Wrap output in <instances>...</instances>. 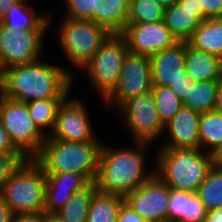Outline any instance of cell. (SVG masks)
I'll return each mask as SVG.
<instances>
[{
  "mask_svg": "<svg viewBox=\"0 0 222 222\" xmlns=\"http://www.w3.org/2000/svg\"><path fill=\"white\" fill-rule=\"evenodd\" d=\"M213 110L222 114V78L218 81L216 101Z\"/></svg>",
  "mask_w": 222,
  "mask_h": 222,
  "instance_id": "44",
  "label": "cell"
},
{
  "mask_svg": "<svg viewBox=\"0 0 222 222\" xmlns=\"http://www.w3.org/2000/svg\"><path fill=\"white\" fill-rule=\"evenodd\" d=\"M127 53L125 38L121 34H111L82 68L101 99L104 100L117 86Z\"/></svg>",
  "mask_w": 222,
  "mask_h": 222,
  "instance_id": "7",
  "label": "cell"
},
{
  "mask_svg": "<svg viewBox=\"0 0 222 222\" xmlns=\"http://www.w3.org/2000/svg\"><path fill=\"white\" fill-rule=\"evenodd\" d=\"M5 69L2 65L1 59H0V81L2 80V77L4 75Z\"/></svg>",
  "mask_w": 222,
  "mask_h": 222,
  "instance_id": "48",
  "label": "cell"
},
{
  "mask_svg": "<svg viewBox=\"0 0 222 222\" xmlns=\"http://www.w3.org/2000/svg\"><path fill=\"white\" fill-rule=\"evenodd\" d=\"M153 85L170 86L178 81H191L185 73V42L159 51L150 57Z\"/></svg>",
  "mask_w": 222,
  "mask_h": 222,
  "instance_id": "15",
  "label": "cell"
},
{
  "mask_svg": "<svg viewBox=\"0 0 222 222\" xmlns=\"http://www.w3.org/2000/svg\"><path fill=\"white\" fill-rule=\"evenodd\" d=\"M203 20L202 10L184 9L177 2L164 10V23L178 42H187Z\"/></svg>",
  "mask_w": 222,
  "mask_h": 222,
  "instance_id": "19",
  "label": "cell"
},
{
  "mask_svg": "<svg viewBox=\"0 0 222 222\" xmlns=\"http://www.w3.org/2000/svg\"><path fill=\"white\" fill-rule=\"evenodd\" d=\"M133 143L134 148L124 149L102 145L99 170L95 180L97 191L125 198L155 175V170L148 172L145 170L146 149L151 143L144 141Z\"/></svg>",
  "mask_w": 222,
  "mask_h": 222,
  "instance_id": "2",
  "label": "cell"
},
{
  "mask_svg": "<svg viewBox=\"0 0 222 222\" xmlns=\"http://www.w3.org/2000/svg\"><path fill=\"white\" fill-rule=\"evenodd\" d=\"M201 113L182 106L176 115L165 124L169 140L161 148H200L198 127Z\"/></svg>",
  "mask_w": 222,
  "mask_h": 222,
  "instance_id": "16",
  "label": "cell"
},
{
  "mask_svg": "<svg viewBox=\"0 0 222 222\" xmlns=\"http://www.w3.org/2000/svg\"><path fill=\"white\" fill-rule=\"evenodd\" d=\"M47 183L46 186H65L72 187L76 193L81 191L90 182L81 174L74 173H45Z\"/></svg>",
  "mask_w": 222,
  "mask_h": 222,
  "instance_id": "32",
  "label": "cell"
},
{
  "mask_svg": "<svg viewBox=\"0 0 222 222\" xmlns=\"http://www.w3.org/2000/svg\"><path fill=\"white\" fill-rule=\"evenodd\" d=\"M0 122L11 142L26 157L35 158L47 136L31 119L26 103L13 101L0 94Z\"/></svg>",
  "mask_w": 222,
  "mask_h": 222,
  "instance_id": "8",
  "label": "cell"
},
{
  "mask_svg": "<svg viewBox=\"0 0 222 222\" xmlns=\"http://www.w3.org/2000/svg\"><path fill=\"white\" fill-rule=\"evenodd\" d=\"M69 98L60 105L54 128L47 138L76 143L98 140L93 134L91 119L84 102L77 97Z\"/></svg>",
  "mask_w": 222,
  "mask_h": 222,
  "instance_id": "12",
  "label": "cell"
},
{
  "mask_svg": "<svg viewBox=\"0 0 222 222\" xmlns=\"http://www.w3.org/2000/svg\"><path fill=\"white\" fill-rule=\"evenodd\" d=\"M74 193L72 187L46 186L45 207L43 212L56 213Z\"/></svg>",
  "mask_w": 222,
  "mask_h": 222,
  "instance_id": "31",
  "label": "cell"
},
{
  "mask_svg": "<svg viewBox=\"0 0 222 222\" xmlns=\"http://www.w3.org/2000/svg\"><path fill=\"white\" fill-rule=\"evenodd\" d=\"M124 200L149 222L168 220L169 186L156 175L129 193Z\"/></svg>",
  "mask_w": 222,
  "mask_h": 222,
  "instance_id": "14",
  "label": "cell"
},
{
  "mask_svg": "<svg viewBox=\"0 0 222 222\" xmlns=\"http://www.w3.org/2000/svg\"><path fill=\"white\" fill-rule=\"evenodd\" d=\"M170 87L182 102H184L186 97L189 96L190 81H178L174 84H170Z\"/></svg>",
  "mask_w": 222,
  "mask_h": 222,
  "instance_id": "39",
  "label": "cell"
},
{
  "mask_svg": "<svg viewBox=\"0 0 222 222\" xmlns=\"http://www.w3.org/2000/svg\"><path fill=\"white\" fill-rule=\"evenodd\" d=\"M44 212L13 214L11 222H43Z\"/></svg>",
  "mask_w": 222,
  "mask_h": 222,
  "instance_id": "38",
  "label": "cell"
},
{
  "mask_svg": "<svg viewBox=\"0 0 222 222\" xmlns=\"http://www.w3.org/2000/svg\"><path fill=\"white\" fill-rule=\"evenodd\" d=\"M216 163L222 166V150L221 152L216 156Z\"/></svg>",
  "mask_w": 222,
  "mask_h": 222,
  "instance_id": "47",
  "label": "cell"
},
{
  "mask_svg": "<svg viewBox=\"0 0 222 222\" xmlns=\"http://www.w3.org/2000/svg\"><path fill=\"white\" fill-rule=\"evenodd\" d=\"M202 16L205 19L222 18V0H199Z\"/></svg>",
  "mask_w": 222,
  "mask_h": 222,
  "instance_id": "35",
  "label": "cell"
},
{
  "mask_svg": "<svg viewBox=\"0 0 222 222\" xmlns=\"http://www.w3.org/2000/svg\"><path fill=\"white\" fill-rule=\"evenodd\" d=\"M117 222H149L141 217L135 210L125 202L121 205Z\"/></svg>",
  "mask_w": 222,
  "mask_h": 222,
  "instance_id": "36",
  "label": "cell"
},
{
  "mask_svg": "<svg viewBox=\"0 0 222 222\" xmlns=\"http://www.w3.org/2000/svg\"><path fill=\"white\" fill-rule=\"evenodd\" d=\"M176 2L184 9L202 10V7H199V0H176Z\"/></svg>",
  "mask_w": 222,
  "mask_h": 222,
  "instance_id": "42",
  "label": "cell"
},
{
  "mask_svg": "<svg viewBox=\"0 0 222 222\" xmlns=\"http://www.w3.org/2000/svg\"><path fill=\"white\" fill-rule=\"evenodd\" d=\"M153 222H169L168 220H163V221H153Z\"/></svg>",
  "mask_w": 222,
  "mask_h": 222,
  "instance_id": "49",
  "label": "cell"
},
{
  "mask_svg": "<svg viewBox=\"0 0 222 222\" xmlns=\"http://www.w3.org/2000/svg\"><path fill=\"white\" fill-rule=\"evenodd\" d=\"M124 202L119 195L96 191L90 201L87 222H117L119 209Z\"/></svg>",
  "mask_w": 222,
  "mask_h": 222,
  "instance_id": "25",
  "label": "cell"
},
{
  "mask_svg": "<svg viewBox=\"0 0 222 222\" xmlns=\"http://www.w3.org/2000/svg\"><path fill=\"white\" fill-rule=\"evenodd\" d=\"M13 213L0 196V222H11Z\"/></svg>",
  "mask_w": 222,
  "mask_h": 222,
  "instance_id": "40",
  "label": "cell"
},
{
  "mask_svg": "<svg viewBox=\"0 0 222 222\" xmlns=\"http://www.w3.org/2000/svg\"><path fill=\"white\" fill-rule=\"evenodd\" d=\"M151 92L155 99L160 119L165 125L183 106V102L170 86L152 85Z\"/></svg>",
  "mask_w": 222,
  "mask_h": 222,
  "instance_id": "29",
  "label": "cell"
},
{
  "mask_svg": "<svg viewBox=\"0 0 222 222\" xmlns=\"http://www.w3.org/2000/svg\"><path fill=\"white\" fill-rule=\"evenodd\" d=\"M0 153H21L11 142L8 132L0 122Z\"/></svg>",
  "mask_w": 222,
  "mask_h": 222,
  "instance_id": "37",
  "label": "cell"
},
{
  "mask_svg": "<svg viewBox=\"0 0 222 222\" xmlns=\"http://www.w3.org/2000/svg\"><path fill=\"white\" fill-rule=\"evenodd\" d=\"M218 81H190L189 96L183 102V106L194 111L204 113L214 109Z\"/></svg>",
  "mask_w": 222,
  "mask_h": 222,
  "instance_id": "27",
  "label": "cell"
},
{
  "mask_svg": "<svg viewBox=\"0 0 222 222\" xmlns=\"http://www.w3.org/2000/svg\"><path fill=\"white\" fill-rule=\"evenodd\" d=\"M43 222H64V221L57 213L44 212Z\"/></svg>",
  "mask_w": 222,
  "mask_h": 222,
  "instance_id": "45",
  "label": "cell"
},
{
  "mask_svg": "<svg viewBox=\"0 0 222 222\" xmlns=\"http://www.w3.org/2000/svg\"><path fill=\"white\" fill-rule=\"evenodd\" d=\"M130 0H97L94 22L111 34H121L126 26Z\"/></svg>",
  "mask_w": 222,
  "mask_h": 222,
  "instance_id": "21",
  "label": "cell"
},
{
  "mask_svg": "<svg viewBox=\"0 0 222 222\" xmlns=\"http://www.w3.org/2000/svg\"><path fill=\"white\" fill-rule=\"evenodd\" d=\"M74 73L41 59L10 67L0 81V94L27 103L50 98H67L75 82Z\"/></svg>",
  "mask_w": 222,
  "mask_h": 222,
  "instance_id": "1",
  "label": "cell"
},
{
  "mask_svg": "<svg viewBox=\"0 0 222 222\" xmlns=\"http://www.w3.org/2000/svg\"><path fill=\"white\" fill-rule=\"evenodd\" d=\"M207 210L196 192L169 187V222H204Z\"/></svg>",
  "mask_w": 222,
  "mask_h": 222,
  "instance_id": "17",
  "label": "cell"
},
{
  "mask_svg": "<svg viewBox=\"0 0 222 222\" xmlns=\"http://www.w3.org/2000/svg\"><path fill=\"white\" fill-rule=\"evenodd\" d=\"M204 222H222V207L207 211Z\"/></svg>",
  "mask_w": 222,
  "mask_h": 222,
  "instance_id": "41",
  "label": "cell"
},
{
  "mask_svg": "<svg viewBox=\"0 0 222 222\" xmlns=\"http://www.w3.org/2000/svg\"><path fill=\"white\" fill-rule=\"evenodd\" d=\"M26 159L22 153H0V190L15 169Z\"/></svg>",
  "mask_w": 222,
  "mask_h": 222,
  "instance_id": "34",
  "label": "cell"
},
{
  "mask_svg": "<svg viewBox=\"0 0 222 222\" xmlns=\"http://www.w3.org/2000/svg\"><path fill=\"white\" fill-rule=\"evenodd\" d=\"M19 0H0V21L4 18L6 13Z\"/></svg>",
  "mask_w": 222,
  "mask_h": 222,
  "instance_id": "43",
  "label": "cell"
},
{
  "mask_svg": "<svg viewBox=\"0 0 222 222\" xmlns=\"http://www.w3.org/2000/svg\"><path fill=\"white\" fill-rule=\"evenodd\" d=\"M47 30H16L0 23V59L4 69L29 64L41 58Z\"/></svg>",
  "mask_w": 222,
  "mask_h": 222,
  "instance_id": "11",
  "label": "cell"
},
{
  "mask_svg": "<svg viewBox=\"0 0 222 222\" xmlns=\"http://www.w3.org/2000/svg\"><path fill=\"white\" fill-rule=\"evenodd\" d=\"M187 43L222 59V18L203 20Z\"/></svg>",
  "mask_w": 222,
  "mask_h": 222,
  "instance_id": "22",
  "label": "cell"
},
{
  "mask_svg": "<svg viewBox=\"0 0 222 222\" xmlns=\"http://www.w3.org/2000/svg\"><path fill=\"white\" fill-rule=\"evenodd\" d=\"M207 211L222 207V166L215 163L197 190Z\"/></svg>",
  "mask_w": 222,
  "mask_h": 222,
  "instance_id": "28",
  "label": "cell"
},
{
  "mask_svg": "<svg viewBox=\"0 0 222 222\" xmlns=\"http://www.w3.org/2000/svg\"><path fill=\"white\" fill-rule=\"evenodd\" d=\"M159 148L155 175L170 188L197 192L216 163V156L200 148Z\"/></svg>",
  "mask_w": 222,
  "mask_h": 222,
  "instance_id": "3",
  "label": "cell"
},
{
  "mask_svg": "<svg viewBox=\"0 0 222 222\" xmlns=\"http://www.w3.org/2000/svg\"><path fill=\"white\" fill-rule=\"evenodd\" d=\"M165 8L154 0H130L127 23H156L164 20Z\"/></svg>",
  "mask_w": 222,
  "mask_h": 222,
  "instance_id": "30",
  "label": "cell"
},
{
  "mask_svg": "<svg viewBox=\"0 0 222 222\" xmlns=\"http://www.w3.org/2000/svg\"><path fill=\"white\" fill-rule=\"evenodd\" d=\"M117 110L123 115L133 141L151 143L164 134L165 125L160 119L151 91L126 100Z\"/></svg>",
  "mask_w": 222,
  "mask_h": 222,
  "instance_id": "9",
  "label": "cell"
},
{
  "mask_svg": "<svg viewBox=\"0 0 222 222\" xmlns=\"http://www.w3.org/2000/svg\"><path fill=\"white\" fill-rule=\"evenodd\" d=\"M101 140L67 142L46 138L40 153L34 158L45 173H74L95 182L100 162Z\"/></svg>",
  "mask_w": 222,
  "mask_h": 222,
  "instance_id": "4",
  "label": "cell"
},
{
  "mask_svg": "<svg viewBox=\"0 0 222 222\" xmlns=\"http://www.w3.org/2000/svg\"><path fill=\"white\" fill-rule=\"evenodd\" d=\"M46 183L42 166L34 158H27L3 184L0 196L13 214L43 212Z\"/></svg>",
  "mask_w": 222,
  "mask_h": 222,
  "instance_id": "5",
  "label": "cell"
},
{
  "mask_svg": "<svg viewBox=\"0 0 222 222\" xmlns=\"http://www.w3.org/2000/svg\"><path fill=\"white\" fill-rule=\"evenodd\" d=\"M200 149L217 156L222 150V114L211 110L201 113L198 127Z\"/></svg>",
  "mask_w": 222,
  "mask_h": 222,
  "instance_id": "23",
  "label": "cell"
},
{
  "mask_svg": "<svg viewBox=\"0 0 222 222\" xmlns=\"http://www.w3.org/2000/svg\"><path fill=\"white\" fill-rule=\"evenodd\" d=\"M152 85L150 57L128 52L117 86L103 101L117 111L126 100L151 91Z\"/></svg>",
  "mask_w": 222,
  "mask_h": 222,
  "instance_id": "10",
  "label": "cell"
},
{
  "mask_svg": "<svg viewBox=\"0 0 222 222\" xmlns=\"http://www.w3.org/2000/svg\"><path fill=\"white\" fill-rule=\"evenodd\" d=\"M157 4L161 5L165 9L169 7L171 4L175 3L176 0H154Z\"/></svg>",
  "mask_w": 222,
  "mask_h": 222,
  "instance_id": "46",
  "label": "cell"
},
{
  "mask_svg": "<svg viewBox=\"0 0 222 222\" xmlns=\"http://www.w3.org/2000/svg\"><path fill=\"white\" fill-rule=\"evenodd\" d=\"M28 0H19L14 3L0 23L7 29L16 30H48L50 16L44 13L37 14L34 7L26 4Z\"/></svg>",
  "mask_w": 222,
  "mask_h": 222,
  "instance_id": "20",
  "label": "cell"
},
{
  "mask_svg": "<svg viewBox=\"0 0 222 222\" xmlns=\"http://www.w3.org/2000/svg\"><path fill=\"white\" fill-rule=\"evenodd\" d=\"M96 191V183L91 182L81 191L74 193L56 213L64 222H87L90 201Z\"/></svg>",
  "mask_w": 222,
  "mask_h": 222,
  "instance_id": "24",
  "label": "cell"
},
{
  "mask_svg": "<svg viewBox=\"0 0 222 222\" xmlns=\"http://www.w3.org/2000/svg\"><path fill=\"white\" fill-rule=\"evenodd\" d=\"M65 99L66 98H50L26 103L31 119L47 137L54 128L58 109ZM46 128H49V130L47 129L49 132L44 131Z\"/></svg>",
  "mask_w": 222,
  "mask_h": 222,
  "instance_id": "26",
  "label": "cell"
},
{
  "mask_svg": "<svg viewBox=\"0 0 222 222\" xmlns=\"http://www.w3.org/2000/svg\"><path fill=\"white\" fill-rule=\"evenodd\" d=\"M65 18L61 27L59 26L58 40L67 60L80 70L91 60L111 33L90 19Z\"/></svg>",
  "mask_w": 222,
  "mask_h": 222,
  "instance_id": "6",
  "label": "cell"
},
{
  "mask_svg": "<svg viewBox=\"0 0 222 222\" xmlns=\"http://www.w3.org/2000/svg\"><path fill=\"white\" fill-rule=\"evenodd\" d=\"M185 73L196 82L219 81L222 78V59L185 42Z\"/></svg>",
  "mask_w": 222,
  "mask_h": 222,
  "instance_id": "18",
  "label": "cell"
},
{
  "mask_svg": "<svg viewBox=\"0 0 222 222\" xmlns=\"http://www.w3.org/2000/svg\"><path fill=\"white\" fill-rule=\"evenodd\" d=\"M66 16L70 19H90L94 22L97 0H65Z\"/></svg>",
  "mask_w": 222,
  "mask_h": 222,
  "instance_id": "33",
  "label": "cell"
},
{
  "mask_svg": "<svg viewBox=\"0 0 222 222\" xmlns=\"http://www.w3.org/2000/svg\"><path fill=\"white\" fill-rule=\"evenodd\" d=\"M121 35L127 42L128 52L148 57L178 42L164 20L156 23H126Z\"/></svg>",
  "mask_w": 222,
  "mask_h": 222,
  "instance_id": "13",
  "label": "cell"
}]
</instances>
